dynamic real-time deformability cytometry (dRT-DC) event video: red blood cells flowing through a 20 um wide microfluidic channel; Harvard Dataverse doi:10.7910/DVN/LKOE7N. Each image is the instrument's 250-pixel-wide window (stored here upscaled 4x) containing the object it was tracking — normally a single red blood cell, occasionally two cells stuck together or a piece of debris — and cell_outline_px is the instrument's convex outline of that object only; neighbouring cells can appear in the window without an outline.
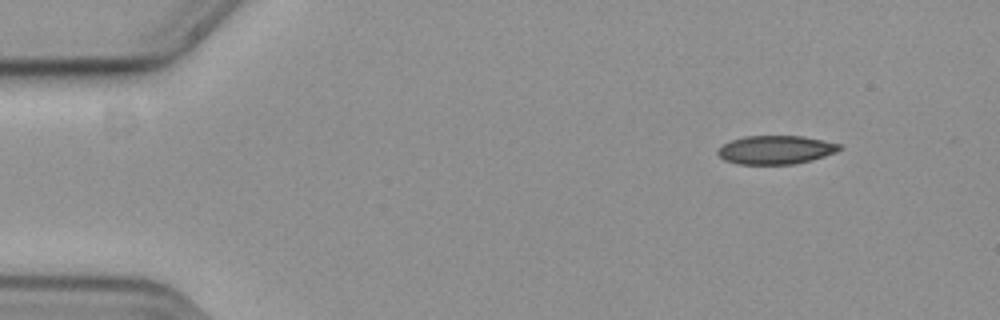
{"species": "common noctule bat (a hibernating species)", "species_latin": "Nyctalus noctula", "temperature_condition": "cold", "stored_images_in_passage": 51, "camera_frame_rate_fps": 3000, "um_per_image_px": 0.085, "animal": {"sex": "female", "body_mass_g": 19.3, "forearm_length_mm": 54.1}, "frame": {"image": 1, "passage_image": 1, "time_ms": 0.0, "image_size_px": [1000, 320], "cell_outline_px": [[840, 148], [836, 152], [812, 160], [796, 164], [736, 164], [724, 160], [716, 152], [724, 144], [732, 140], [744, 136], [804, 136], [840, 144]], "centroid_in_image_um": [65.93, 12.74], "position_along_channel_um": 19.1, "area_um2": 20.17}}
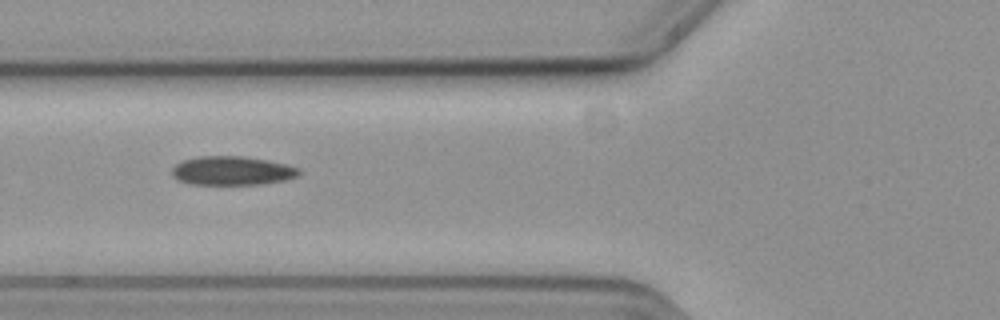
{"frame": {"image": 2, "passage_image": 16, "time_ms": 5.0, "image_size_px": [1000, 320], "cell_outline_px": [[300, 176], [284, 180], [260, 184], [192, 184], [180, 180], [172, 176], [172, 168], [176, 164], [184, 160], [200, 156], [244, 156], [268, 160], [288, 164], [300, 168]], "centroid_in_image_um": [19.78, 14.5], "position_along_channel_um": 106.0, "area_um2": 21.39}}
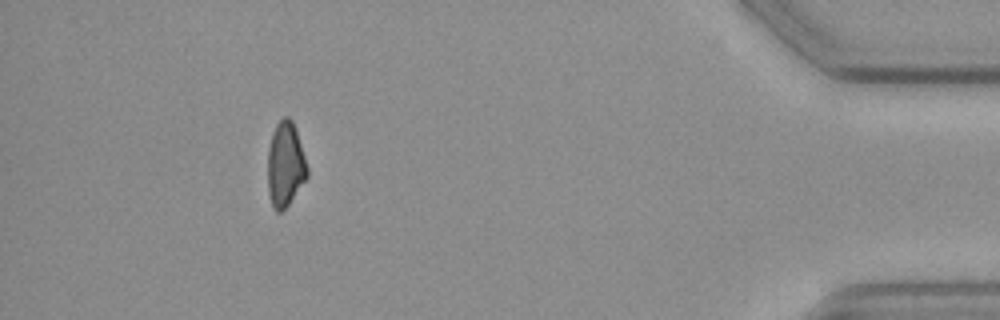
{"frame": {"image": 3, "passage_image": 46, "time_ms": 15.0, "image_size_px": [1000, 320], "cell_outline_px": [[308, 176], [288, 204], [280, 212], [276, 212], [272, 208], [268, 192], [268, 148], [272, 132], [276, 124], [284, 116], [288, 116], [292, 120], [296, 128], [308, 168]], "centroid_in_image_um": [24.24, 13.96], "position_along_channel_um": 411.0, "area_um2": 19.59}, "authors_computed_cell_mechanics": {"area_um2": 20.9814, "velocity_mm_per_s": 3.6705, "shape_relaxation_time_tau1_ms": 5.2891, "shape_relaxation_time_tau2_ms": null, "deformation_change_tau1": 0.0975, "deformation_change_tau2": null}}